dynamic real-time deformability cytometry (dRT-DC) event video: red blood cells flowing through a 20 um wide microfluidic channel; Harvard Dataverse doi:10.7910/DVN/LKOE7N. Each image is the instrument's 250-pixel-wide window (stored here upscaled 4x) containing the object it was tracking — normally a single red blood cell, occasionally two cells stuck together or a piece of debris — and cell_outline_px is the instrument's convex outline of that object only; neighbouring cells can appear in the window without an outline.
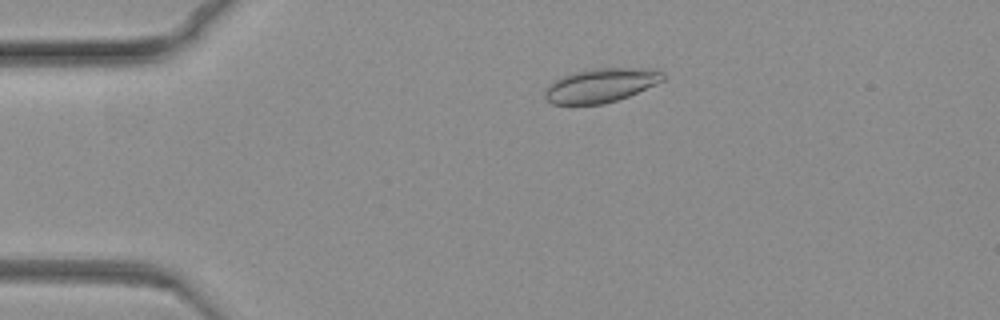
{"species": "common noctule bat (a hibernating species)", "species_latin": "Nyctalus noctula", "temperature_condition": "warm", "stored_images_in_passage": 80, "camera_frame_rate_fps": 3000, "um_per_image_px": 0.085, "animal": {"sex": "female", "body_mass_g": 19.3, "forearm_length_mm": 54.1}, "frame": {"image": 1, "passage_image": 17, "time_ms": 5.333, "image_size_px": [1000, 320], "cell_outline_px": [[664, 80], [656, 84], [628, 96], [604, 104], [552, 104], [544, 100], [544, 88], [552, 80], [568, 72], [592, 68], [656, 68], [664, 72]], "centroid_in_image_um": [51.01, 7.23], "position_along_channel_um": 34.0, "area_um2": 23.99}}
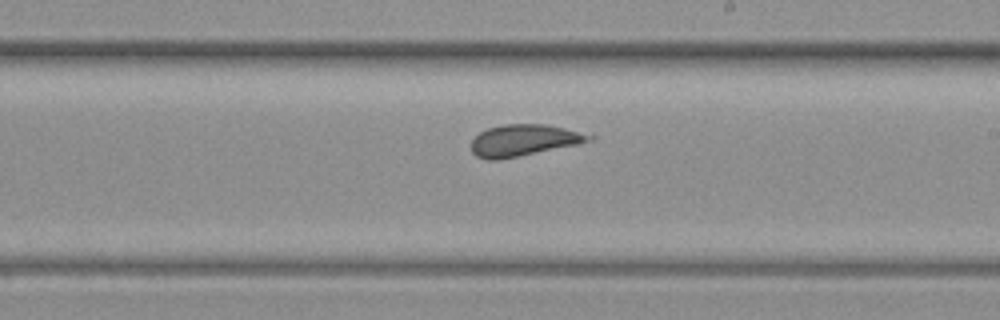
{"frame": {"image": 2, "passage_image": 47, "time_ms": 15.333, "image_size_px": [1000, 320], "cell_outline_px": [[596, 136], [592, 140], [580, 144], [500, 160], [488, 160], [476, 156], [472, 152], [472, 140], [480, 132], [488, 128], [504, 124], [548, 124]], "centroid_in_image_um": [44.54, 11.93], "position_along_channel_um": 244.5, "area_um2": 21.73}}
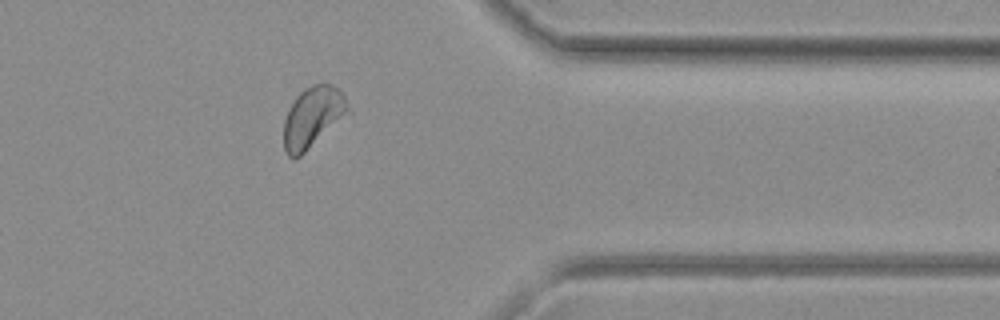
{"frame": {"image": 3, "passage_image": 65, "time_ms": 21.333, "image_size_px": [1000, 320], "cell_outline_px": [[352, 112], [296, 160], [288, 156], [284, 152], [284, 120], [288, 108], [296, 96], [304, 88], [312, 84], [332, 84], [340, 88]], "centroid_in_image_um": [26.6, 9.97], "position_along_channel_um": 384.8, "area_um2": 23.35}}